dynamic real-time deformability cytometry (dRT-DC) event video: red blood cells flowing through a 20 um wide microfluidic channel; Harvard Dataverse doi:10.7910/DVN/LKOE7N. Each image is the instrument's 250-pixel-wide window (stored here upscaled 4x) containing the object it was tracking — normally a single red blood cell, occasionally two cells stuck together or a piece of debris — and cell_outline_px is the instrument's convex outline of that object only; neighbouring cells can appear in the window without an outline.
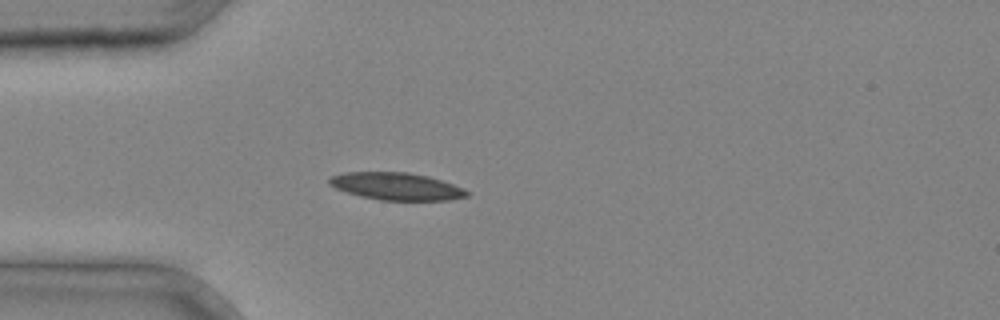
{"species": "common noctule bat (a hibernating species)", "species_latin": "Nyctalus noctula", "temperature_condition": "cold", "stored_images_in_passage": 33, "camera_frame_rate_fps": 3000, "um_per_image_px": 0.085, "animal": {"sex": "male", "body_mass_g": 20.4}, "frame": {"image": 1, "passage_image": 7, "time_ms": 2.0, "image_size_px": [1000, 320], "cell_outline_px": [[468, 196], [448, 200], [380, 200], [360, 196], [336, 188], [328, 184], [328, 176], [344, 172], [408, 172], [428, 176], [464, 188], [468, 192]], "centroid_in_image_um": [33.66, 15.83], "position_along_channel_um": 51.3, "area_um2": 21.91}}
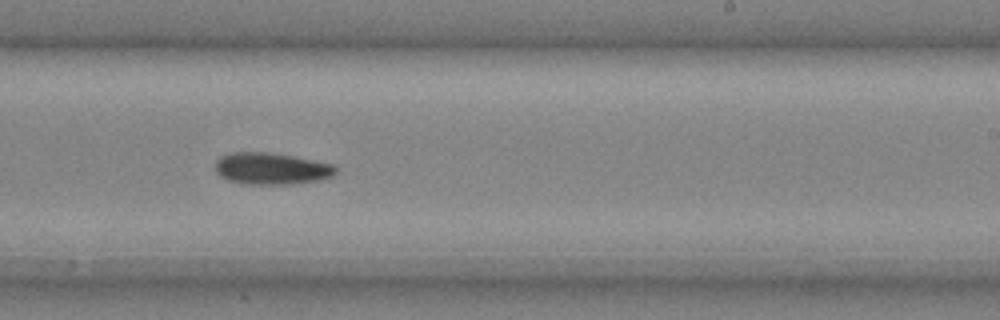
{"frame": {"image": 2, "passage_image": 20, "time_ms": 6.333, "image_size_px": [1000, 320], "cell_outline_px": [[336, 172], [332, 176], [316, 180], [292, 184], [248, 184], [228, 180], [220, 176], [216, 172], [216, 160], [220, 156], [228, 152], [268, 152], [292, 156], [332, 164], [336, 168]], "centroid_in_image_um": [23.02, 14.32], "position_along_channel_um": 266.0, "area_um2": 22.14}}
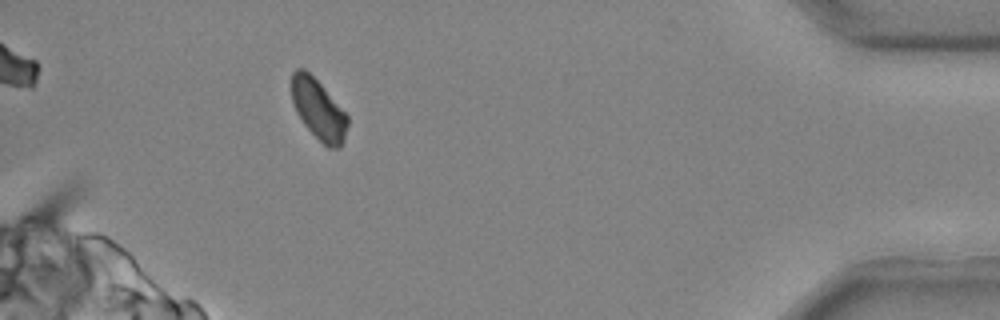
{"frame": {"image": 3, "passage_image": 31, "time_ms": 10.0, "image_size_px": [1000, 320], "cell_outline_px": [[348, 124], [344, 140], [340, 148], [328, 148], [304, 124], [296, 112], [292, 100], [292, 72], [296, 68], [304, 68], [324, 88], [348, 116]], "centroid_in_image_um": [27.07, 9.31], "position_along_channel_um": 408.1, "area_um2": 19.36}}